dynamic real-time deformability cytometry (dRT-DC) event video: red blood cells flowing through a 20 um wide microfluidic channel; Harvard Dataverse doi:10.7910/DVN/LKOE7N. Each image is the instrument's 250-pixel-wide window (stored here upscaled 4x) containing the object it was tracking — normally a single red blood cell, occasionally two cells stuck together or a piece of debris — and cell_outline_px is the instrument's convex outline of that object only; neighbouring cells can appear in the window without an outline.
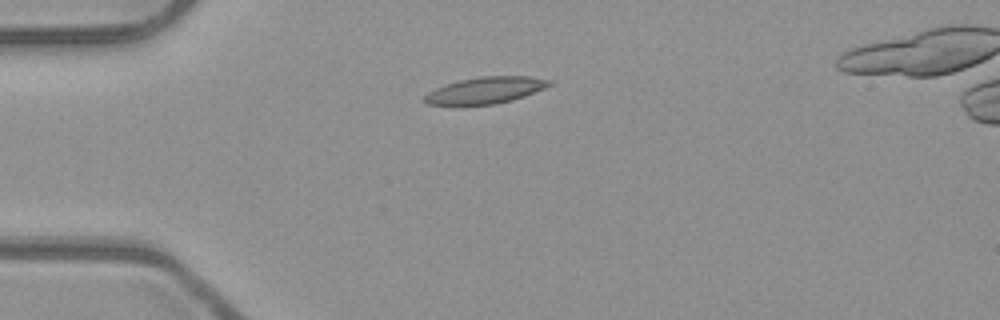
{"species": "common noctule bat (a hibernating species)", "species_latin": "Nyctalus noctula", "temperature_condition": "room temperature", "stored_images_in_passage": 6, "camera_frame_rate_fps": 3000, "um_per_image_px": 0.085, "animal": {"sex": "male", "body_mass_g": 23.1, "forearm_length_mm": 52.7}, "frame": {"image": 1, "passage_image": 4, "time_ms": 1.0, "image_size_px": [1000, 320], "cell_outline_px": [[556, 80], [552, 84], [544, 88], [524, 96], [512, 100], [496, 104], [464, 108], [456, 108], [424, 104], [420, 100], [428, 92], [436, 88], [460, 80], [480, 76], [532, 76]], "centroid_in_image_um": [41.18, 7.73], "position_along_channel_um": 43.8, "area_um2": 20.46}}
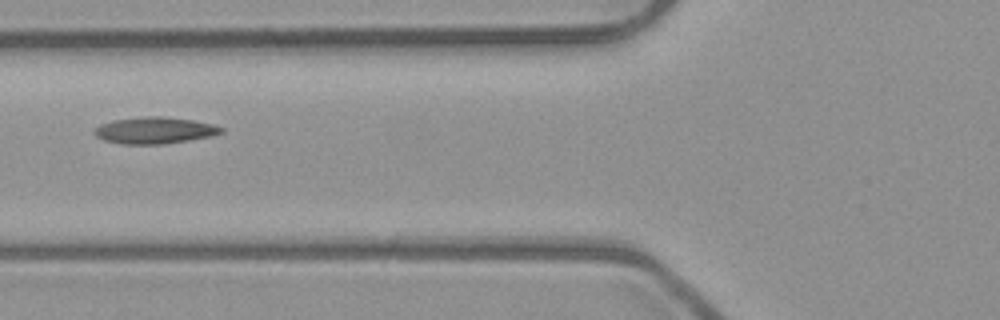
{"frame": {"image": 2, "passage_image": 6, "time_ms": 1.667, "image_size_px": [1000, 320], "cell_outline_px": [[224, 132], [208, 136], [188, 140], [164, 144], [120, 144], [104, 140], [96, 136], [92, 132], [100, 124], [112, 120], [144, 116], [164, 116], [192, 120], [212, 124], [224, 128]], "centroid_in_image_um": [13.1, 11.07], "position_along_channel_um": 112.7, "area_um2": 19.65}}